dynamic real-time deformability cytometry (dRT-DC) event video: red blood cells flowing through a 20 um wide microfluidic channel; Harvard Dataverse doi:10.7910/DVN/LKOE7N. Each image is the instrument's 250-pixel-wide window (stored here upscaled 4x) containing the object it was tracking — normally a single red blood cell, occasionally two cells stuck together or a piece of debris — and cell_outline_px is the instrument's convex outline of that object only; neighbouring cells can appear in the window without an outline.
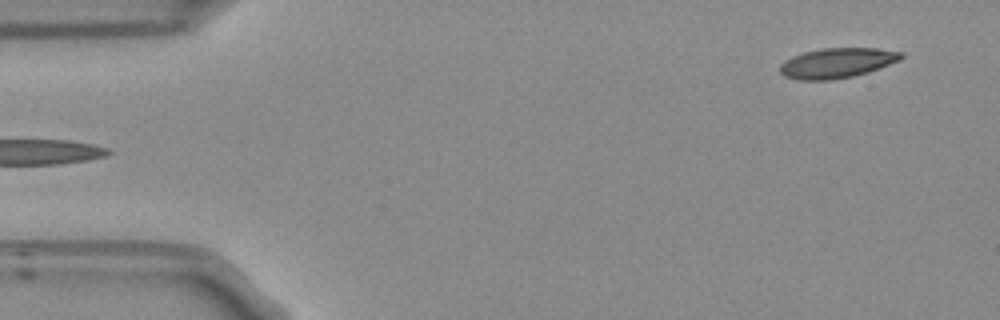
{"species": "Egyptian fruit bat (a non-hibernating species)", "species_latin": "Rousettus aegyptiacus", "temperature_condition": "room temperature", "stored_images_in_passage": 51, "camera_frame_rate_fps": 3000, "um_per_image_px": 0.085, "frame": {"image": 1, "passage_image": 1, "time_ms": 0.0, "image_size_px": [1000, 320], "cell_outline_px": [[904, 56], [900, 60], [868, 72], [852, 76], [832, 80], [800, 80], [784, 76], [780, 72], [780, 64], [784, 60], [792, 56], [804, 52], [820, 48], [876, 48], [904, 52]], "centroid_in_image_um": [71.14, 5.35], "position_along_channel_um": 13.9, "area_um2": 21.27}}
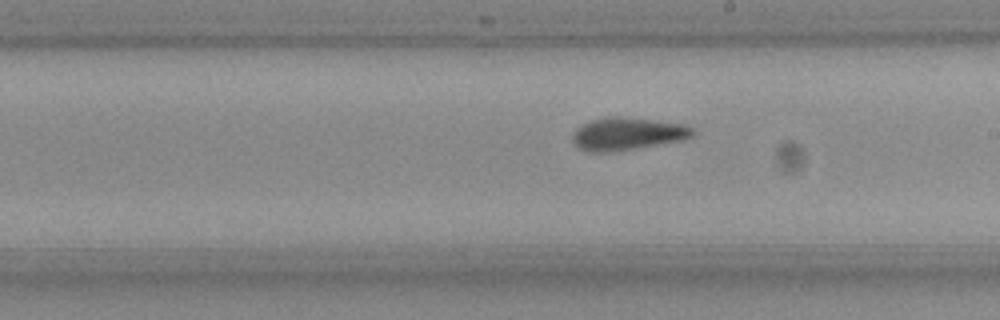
{"frame": {"image": 2, "passage_image": 27, "time_ms": 8.667, "image_size_px": [1000, 320], "cell_outline_px": [[696, 132], [692, 136], [684, 140], [632, 148], [600, 152], [588, 152], [580, 148], [572, 140], [572, 132], [576, 128], [588, 120], [608, 116], [624, 116], [688, 124]], "centroid_in_image_um": [53.33, 11.33], "position_along_channel_um": 235.7, "area_um2": 22.95}}
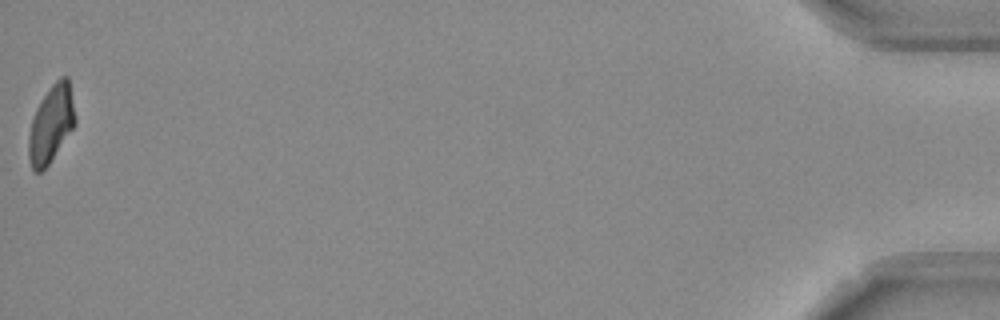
{"frame": {"image": 3, "passage_image": 51, "time_ms": 16.667, "image_size_px": [1000, 320], "cell_outline_px": [[76, 124], [48, 164], [40, 172], [36, 172], [32, 168], [28, 156], [28, 136], [32, 120], [36, 108], [52, 84], [60, 76], [68, 76], [76, 116]], "centroid_in_image_um": [4.35, 10.52], "position_along_channel_um": 430.8, "area_um2": 20.75}, "authors_computed_cell_mechanics": {"area_um2": 21.964, "velocity_mm_per_s": 3.7455, "shape_relaxation_time_tau1_ms": null, "shape_relaxation_time_tau2_ms": 3.1243, "deformation_change_tau1": null, "deformation_change_tau2": 0.0893}}